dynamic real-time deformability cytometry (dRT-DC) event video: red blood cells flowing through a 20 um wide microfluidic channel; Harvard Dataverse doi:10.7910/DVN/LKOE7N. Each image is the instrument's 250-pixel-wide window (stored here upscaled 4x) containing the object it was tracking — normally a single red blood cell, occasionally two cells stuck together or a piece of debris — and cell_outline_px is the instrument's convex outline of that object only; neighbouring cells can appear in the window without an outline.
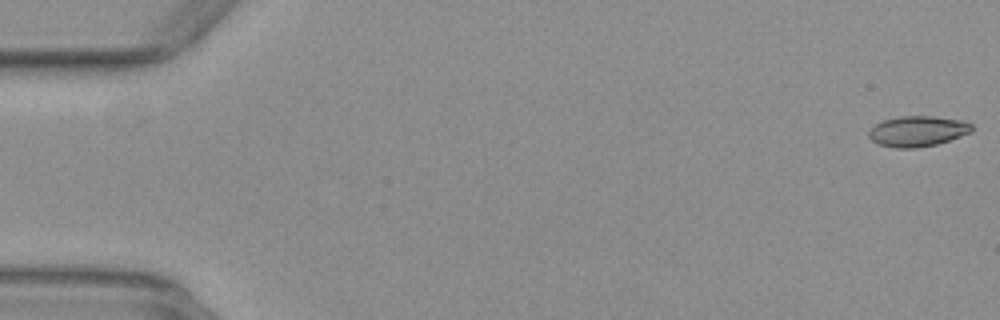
{"species": "common noctule bat (a hibernating species)", "species_latin": "Nyctalus noctula", "temperature_condition": "warm", "stored_images_in_passage": 17, "camera_frame_rate_fps": 3000, "um_per_image_px": 0.085, "animal": {"sex": "female", "body_mass_g": 29.2, "forearm_length_mm": 56.3}, "frame": {"image": 1, "passage_image": 1, "time_ms": 0.0, "image_size_px": [1000, 320], "cell_outline_px": [[972, 132], [936, 144], [912, 148], [896, 148], [880, 144], [872, 140], [868, 136], [868, 132], [876, 124], [884, 120], [900, 116], [932, 116], [964, 120], [972, 124]], "centroid_in_image_um": [78.01, 11.14], "position_along_channel_um": 7.0, "area_um2": 18.15}}
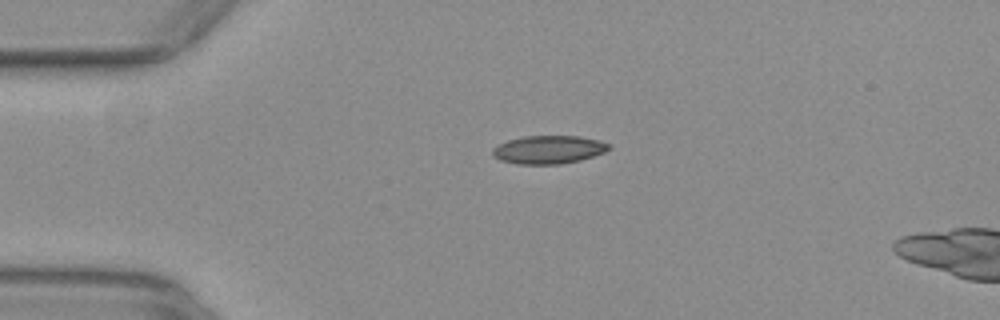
{"frame": {"image": 2, "passage_image": 13, "time_ms": 4.0, "image_size_px": [1000, 320], "cell_outline_px": [[612, 148], [604, 152], [580, 160], [560, 164], [516, 164], [500, 160], [492, 156], [492, 148], [508, 140], [524, 136], [580, 136], [600, 140], [608, 144]], "centroid_in_image_um": [46.62, 12.72], "position_along_channel_um": 38.4, "area_um2": 19.13}}